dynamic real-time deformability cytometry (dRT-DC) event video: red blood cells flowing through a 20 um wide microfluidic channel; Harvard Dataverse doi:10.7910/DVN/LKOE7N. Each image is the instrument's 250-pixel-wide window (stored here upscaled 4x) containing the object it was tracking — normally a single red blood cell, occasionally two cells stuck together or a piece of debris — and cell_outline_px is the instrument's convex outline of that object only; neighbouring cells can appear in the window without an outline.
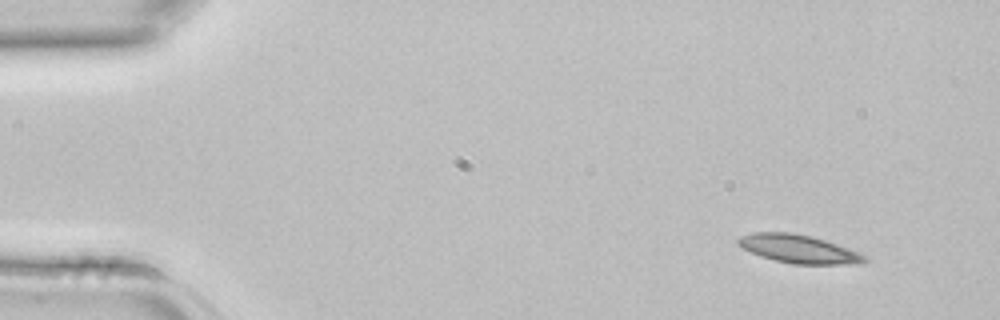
{"species": "common noctule bat (a hibernating species)", "species_latin": "Nyctalus noctula", "temperature_condition": "room temperature", "stored_images_in_passage": 3, "camera_frame_rate_fps": 3000, "um_per_image_px": 0.085, "animal": {"sex": "female", "body_mass_g": 22.7, "forearm_length_mm": 54.2}, "frame": {"image": 1, "passage_image": 1, "time_ms": 0.0, "image_size_px": [1000, 320], "cell_outline_px": [[868, 260], [840, 264], [792, 264], [760, 256], [736, 244], [736, 240], [740, 236], [752, 232], [792, 232], [812, 236], [836, 244], [868, 256]], "centroid_in_image_um": [67.81, 21.14], "position_along_channel_um": 17.2, "area_um2": 20.58}}
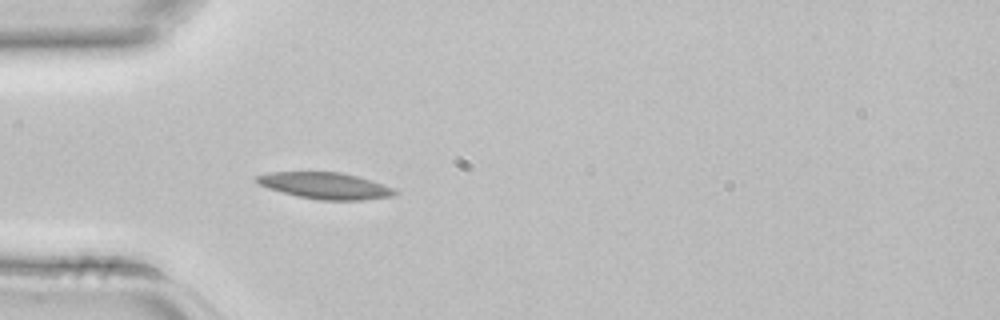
{"frame": {"image": 2, "passage_image": 3, "time_ms": 0.667, "image_size_px": [1000, 320], "cell_outline_px": [[400, 192], [396, 196], [364, 200], [320, 200], [296, 196], [268, 188], [260, 184], [256, 180], [256, 176], [268, 172], [340, 172], [356, 176], [392, 188]], "centroid_in_image_um": [27.65, 15.79], "position_along_channel_um": 57.3, "area_um2": 21.15}}